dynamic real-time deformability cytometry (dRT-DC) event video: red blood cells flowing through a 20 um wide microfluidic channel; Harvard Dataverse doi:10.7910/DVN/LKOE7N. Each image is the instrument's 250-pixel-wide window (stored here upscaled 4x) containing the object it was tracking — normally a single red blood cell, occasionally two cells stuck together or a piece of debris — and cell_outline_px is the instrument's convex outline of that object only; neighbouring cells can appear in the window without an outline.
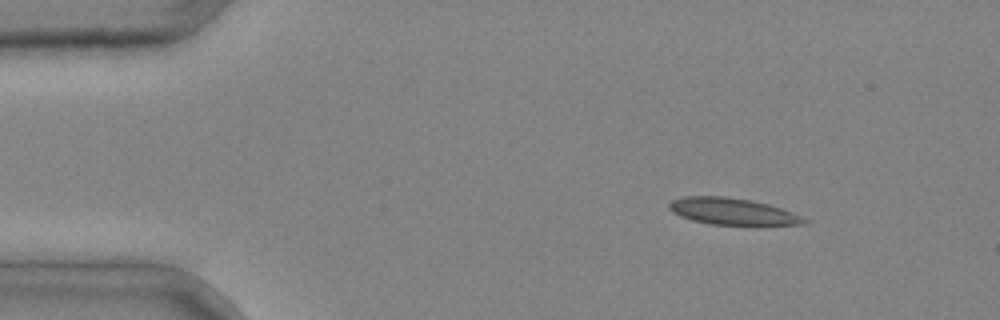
{"species": "common noctule bat (a hibernating species)", "species_latin": "Nyctalus noctula", "temperature_condition": "cold", "stored_images_in_passage": 2, "camera_frame_rate_fps": 3000, "um_per_image_px": 0.085, "animal": {"sex": "male", "body_mass_g": 20.4}, "frame": {"image": 1, "passage_image": 1, "time_ms": 0.0, "image_size_px": [1000, 320], "cell_outline_px": [[808, 220], [804, 224], [756, 228], [752, 228], [712, 224], [692, 220], [680, 216], [672, 212], [668, 208], [668, 204], [672, 200], [684, 196], [724, 196], [752, 200], [768, 204], [792, 212]], "centroid_in_image_um": [62.32, 18.02], "position_along_channel_um": 22.7, "area_um2": 22.02}}